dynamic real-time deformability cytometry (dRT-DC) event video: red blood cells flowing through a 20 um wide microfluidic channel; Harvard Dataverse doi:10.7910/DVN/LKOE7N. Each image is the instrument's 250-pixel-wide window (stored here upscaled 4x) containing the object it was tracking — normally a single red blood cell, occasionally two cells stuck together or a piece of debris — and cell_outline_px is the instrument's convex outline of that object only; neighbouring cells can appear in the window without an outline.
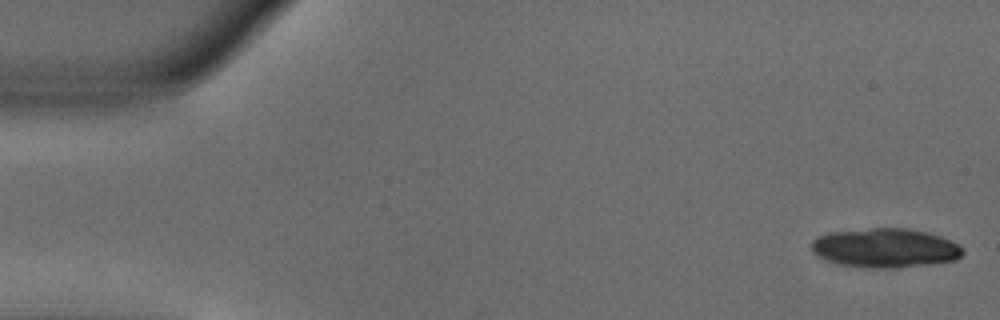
{"species": "common noctule bat (a hibernating species)", "species_latin": "Nyctalus noctula", "temperature_condition": "warm", "stored_images_in_passage": 18, "camera_frame_rate_fps": 3000, "um_per_image_px": 0.085, "animal": {"sex": "male", "body_mass_g": 18.8}, "frame": {"image": 1, "passage_image": 1, "time_ms": 0.0, "image_size_px": [1000, 320], "cell_outline_px": [[964, 252], [956, 260], [928, 264], [896, 268], [872, 268], [840, 264], [828, 260], [812, 252], [812, 240], [816, 236], [832, 232], [872, 228], [908, 228], [928, 232], [940, 236], [964, 248]], "centroid_in_image_um": [75.25, 21.07], "position_along_channel_um": 9.7, "area_um2": 34.39}}
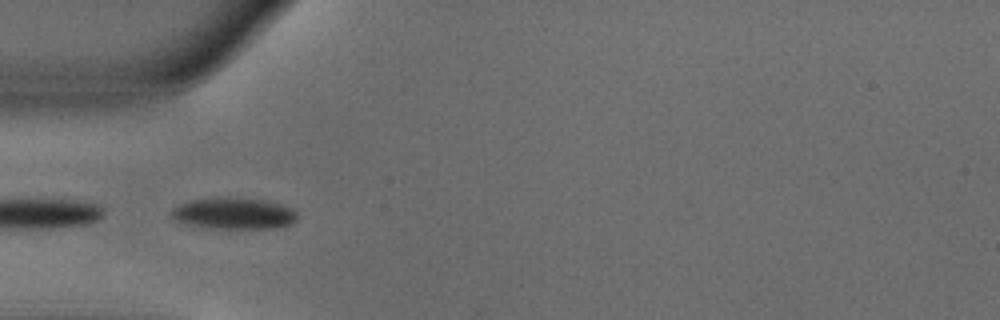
{"frame": {"image": 2, "passage_image": 16, "time_ms": 5.0, "image_size_px": [1000, 320], "cell_outline_px": [[296, 220], [292, 224], [280, 228], [212, 228], [188, 224], [176, 220], [172, 216], [172, 208], [180, 204], [192, 200], [216, 196], [228, 196], [264, 200], [280, 204], [292, 208], [296, 212]], "centroid_in_image_um": [19.9, 18.12], "position_along_channel_um": 65.1, "area_um2": 23.24}}